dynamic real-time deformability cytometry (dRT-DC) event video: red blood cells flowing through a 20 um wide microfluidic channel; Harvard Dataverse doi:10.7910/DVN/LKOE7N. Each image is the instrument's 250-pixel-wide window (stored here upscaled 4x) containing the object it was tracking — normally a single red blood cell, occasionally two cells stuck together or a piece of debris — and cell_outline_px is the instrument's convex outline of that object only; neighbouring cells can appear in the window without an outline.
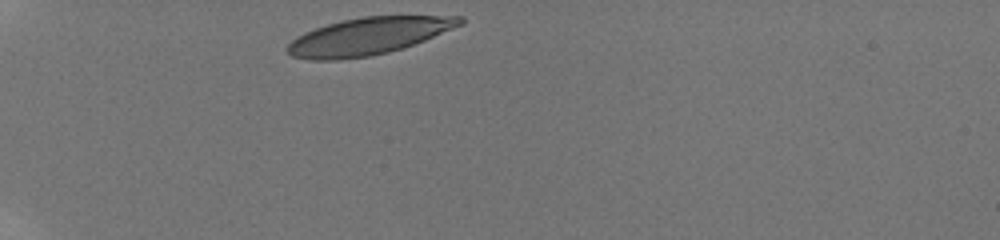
{"species": "human", "species_latin": "Homo sapiens", "temperature_condition": "room temperature", "stored_images_in_passage": 43, "camera_frame_rate_fps": 3000, "um_per_image_px": 0.085, "donor": {"sex": "male"}, "frame": {"image": 1, "passage_image": 1, "time_ms": 0.0, "image_size_px": [1000, 240], "cell_outline_px": [[464, 24], [404, 48], [372, 56], [336, 60], [312, 60], [292, 56], [284, 48], [296, 36], [304, 32], [328, 24], [344, 20], [364, 16], [464, 16]], "centroid_in_image_um": [31.3, 3.08], "position_along_channel_um": 53.7, "area_um2": 37.34}}
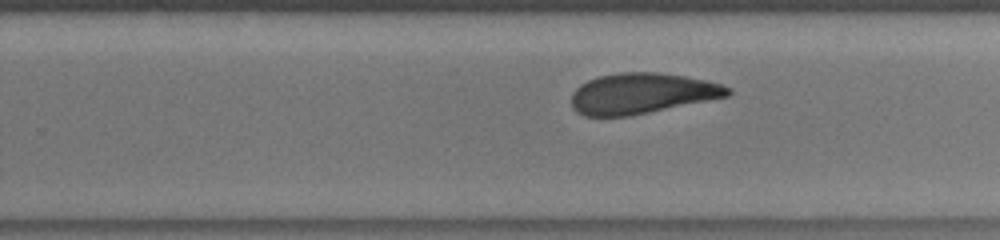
{"frame": {"image": 2, "passage_image": 27, "time_ms": 6.667, "image_size_px": [1000, 240], "cell_outline_px": [[732, 92], [728, 96], [628, 116], [584, 116], [576, 112], [572, 108], [572, 92], [580, 84], [588, 80], [600, 76], [620, 72], [660, 72], [684, 76], [704, 80], [720, 84], [732, 88]], "centroid_in_image_um": [54.52, 7.94], "position_along_channel_um": 275.3, "area_um2": 36.82}}
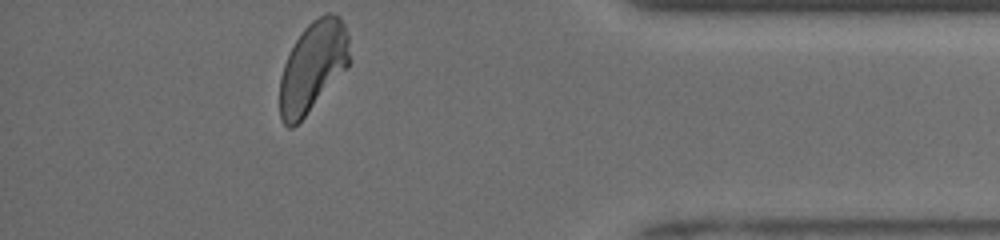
{"frame": {"image": 3, "passage_image": 43, "time_ms": 10.667, "image_size_px": [1000, 240], "cell_outline_px": [[352, 60], [348, 68], [304, 116], [292, 128], [288, 128], [284, 124], [280, 116], [280, 76], [284, 64], [296, 40], [304, 28], [312, 20], [324, 12], [336, 12], [340, 16], [344, 24], [348, 36]], "centroid_in_image_um": [26.63, 5.62], "position_along_channel_um": 408.6, "area_um2": 36.93}, "authors_computed_cell_mechanics": {"area_um2": 38.148, "velocity_mm_per_s": 3.9152, "shape_relaxation_time_tau1_ms": 6.4752, "shape_relaxation_time_tau2_ms": 2.293, "deformation_change_tau1": 0.1763, "deformation_change_tau2": 0.0867}}